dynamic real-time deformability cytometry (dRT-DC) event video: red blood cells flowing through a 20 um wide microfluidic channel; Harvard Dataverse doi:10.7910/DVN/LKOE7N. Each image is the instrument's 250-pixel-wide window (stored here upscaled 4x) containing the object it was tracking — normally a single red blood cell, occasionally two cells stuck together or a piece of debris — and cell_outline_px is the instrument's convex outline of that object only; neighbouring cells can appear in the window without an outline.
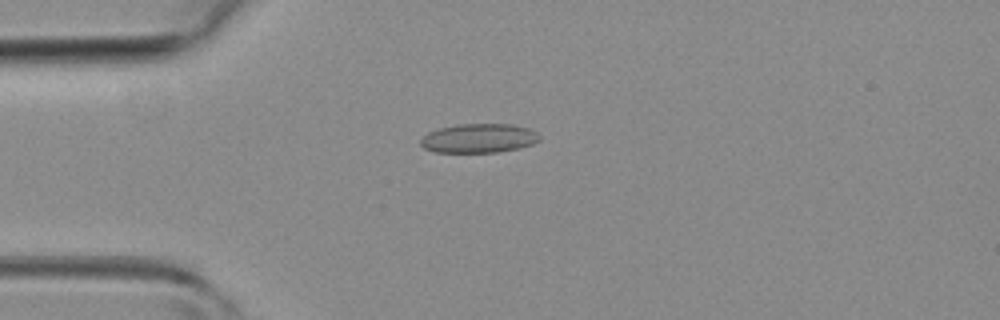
{"species": "common noctule bat (a hibernating species)", "species_latin": "Nyctalus noctula", "temperature_condition": "room temperature", "stored_images_in_passage": 28, "camera_frame_rate_fps": 3000, "um_per_image_px": 0.085, "animal": {"sex": "female", "body_mass_g": 19.3, "forearm_length_mm": 54.1}, "frame": {"image": 1, "passage_image": 5, "time_ms": 1.333, "image_size_px": [1000, 320], "cell_outline_px": [[540, 140], [532, 144], [520, 148], [500, 152], [432, 152], [424, 148], [420, 144], [420, 140], [428, 132], [440, 128], [460, 124], [512, 124], [528, 128], [536, 132], [540, 136]], "centroid_in_image_um": [40.71, 11.76], "position_along_channel_um": 44.3, "area_um2": 20.23}}
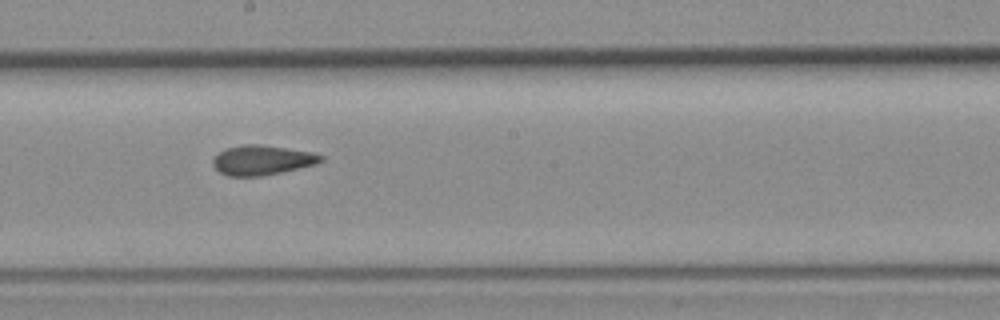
{"frame": {"image": 2, "passage_image": 18, "time_ms": 5.667, "image_size_px": [1000, 320], "cell_outline_px": [[324, 160], [316, 164], [280, 172], [260, 176], [228, 176], [220, 172], [212, 164], [212, 160], [220, 152], [228, 148], [244, 144], [260, 144], [312, 152], [324, 156]], "centroid_in_image_um": [22.29, 13.61], "position_along_channel_um": 225.9, "area_um2": 18.5}}
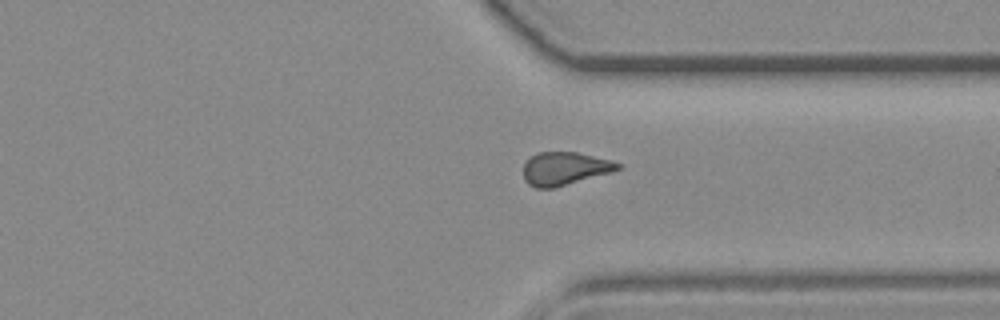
{"frame": {"image": 3, "passage_image": 27, "time_ms": 8.667, "image_size_px": [1000, 320], "cell_outline_px": [[620, 168], [612, 172], [556, 188], [536, 188], [528, 184], [524, 180], [524, 164], [536, 152], [576, 152], [612, 160], [620, 164]], "centroid_in_image_um": [48.0, 14.34], "position_along_channel_um": 363.4, "area_um2": 18.26}}